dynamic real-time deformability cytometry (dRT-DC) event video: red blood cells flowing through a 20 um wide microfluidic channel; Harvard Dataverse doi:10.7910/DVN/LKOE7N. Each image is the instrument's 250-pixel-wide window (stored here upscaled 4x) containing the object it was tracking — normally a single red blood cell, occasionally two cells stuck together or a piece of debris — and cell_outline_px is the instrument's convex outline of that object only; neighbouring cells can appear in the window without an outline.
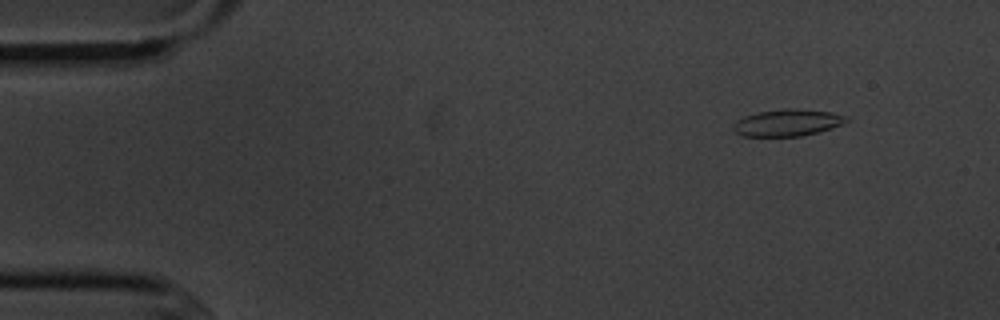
{"species": "common noctule bat (a hibernating species)", "species_latin": "Nyctalus noctula", "temperature_condition": "cold", "stored_images_in_passage": 8, "camera_frame_rate_fps": 3000, "um_per_image_px": 0.085, "animal": {"sex": "male", "body_mass_g": 20.1, "forearm_length_mm": 53.5}, "frame": {"image": 1, "passage_image": 2, "time_ms": 1.0, "image_size_px": [1000, 320], "cell_outline_px": [[848, 120], [844, 124], [832, 128], [800, 136], [744, 136], [736, 132], [732, 128], [732, 124], [736, 120], [744, 116], [756, 112], [784, 108], [792, 108], [828, 112], [848, 116]], "centroid_in_image_um": [66.9, 10.42], "position_along_channel_um": 18.1, "area_um2": 17.69}}
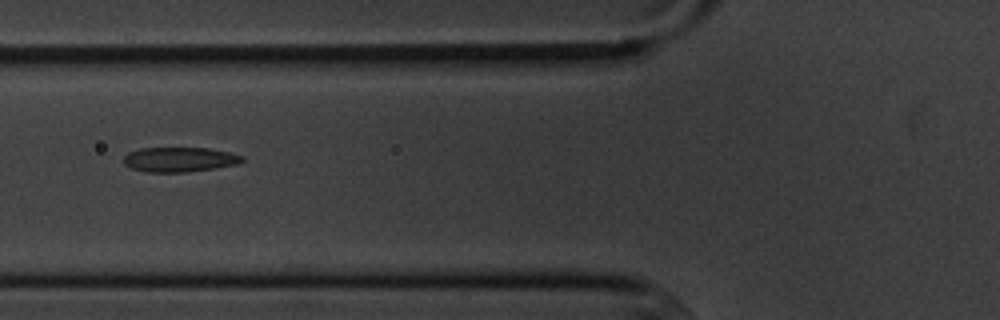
{"frame": {"image": 2, "passage_image": 6, "time_ms": 6.0, "image_size_px": [1000, 320], "cell_outline_px": [[244, 160], [240, 164], [188, 172], [148, 172], [132, 168], [124, 164], [124, 156], [128, 152], [140, 148], [208, 148], [228, 152], [244, 156]], "centroid_in_image_um": [15.28, 13.56], "position_along_channel_um": 110.5, "area_um2": 17.11}}
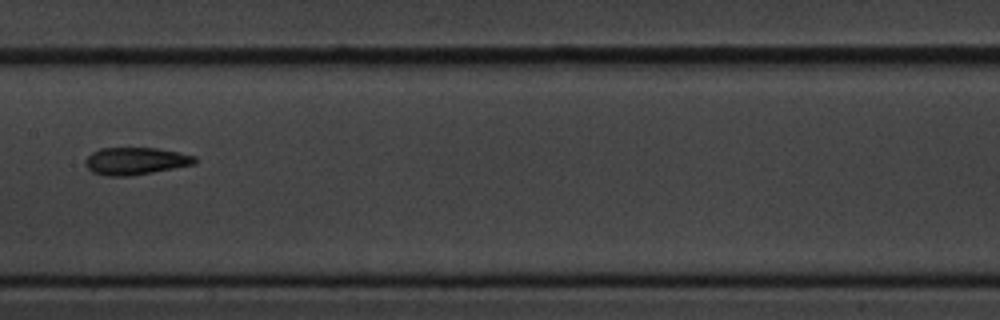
{"frame": {"image": 3, "passage_image": 8, "time_ms": 8.333, "image_size_px": [1000, 320], "cell_outline_px": [[196, 164], [152, 172], [128, 176], [108, 176], [92, 172], [84, 164], [84, 160], [92, 152], [100, 148], [156, 148], [196, 156]], "centroid_in_image_um": [11.49, 13.69], "position_along_channel_um": 195.9, "area_um2": 17.34}}